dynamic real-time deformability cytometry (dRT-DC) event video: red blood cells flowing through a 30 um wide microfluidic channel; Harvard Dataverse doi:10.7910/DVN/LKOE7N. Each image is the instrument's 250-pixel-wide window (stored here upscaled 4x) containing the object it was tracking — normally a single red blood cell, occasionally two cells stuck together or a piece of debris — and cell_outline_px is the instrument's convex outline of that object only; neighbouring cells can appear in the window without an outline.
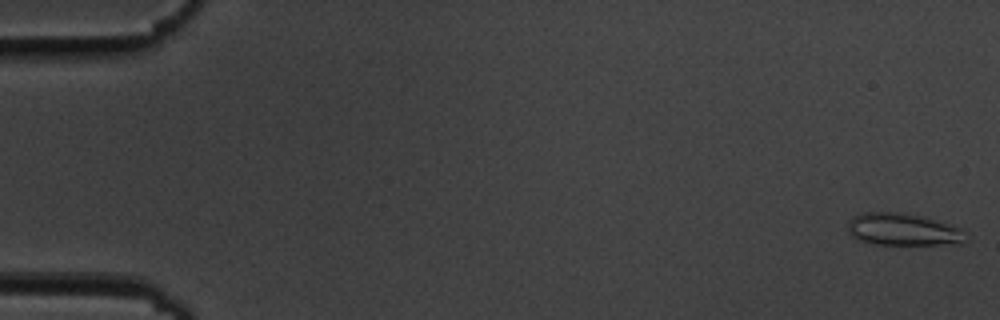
{"species": "common noctule bat (a hibernating species)", "species_latin": "Nyctalus noctula", "temperature_condition": "cold", "stored_images_in_passage": 55, "camera_frame_rate_fps": 3000, "um_per_image_px": 0.085, "animal": {"sex": "male", "body_mass_g": 19.5, "forearm_length_mm": 54.6}, "frame": {"image": 1, "passage_image": 1, "time_ms": 0.0, "image_size_px": [1000, 320], "cell_outline_px": [[960, 244], [872, 244], [856, 240], [848, 232], [848, 220], [852, 216], [864, 212], [896, 212], [924, 216], [960, 228]], "centroid_in_image_um": [76.6, 19.49], "position_along_channel_um": 8.4, "area_um2": 21.85}}
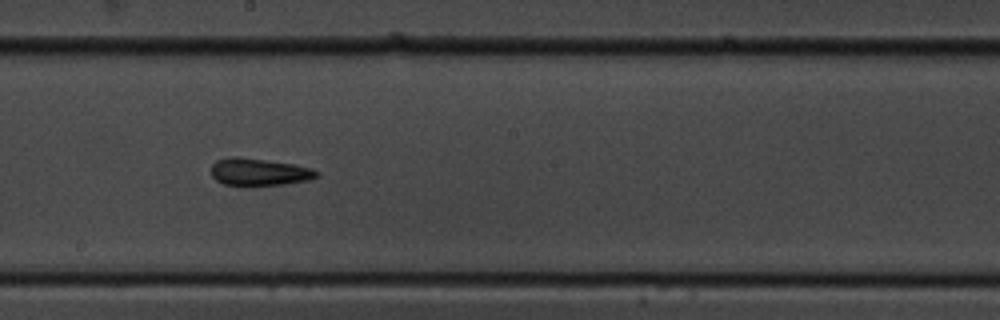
{"frame": {"image": 2, "passage_image": 31, "time_ms": 10.0, "image_size_px": [1000, 320], "cell_outline_px": [[320, 176], [308, 180], [284, 184], [224, 184], [216, 180], [212, 176], [212, 164], [216, 160], [228, 156], [236, 156], [292, 164], [312, 168], [320, 172]], "centroid_in_image_um": [22.04, 14.59], "position_along_channel_um": 226.2, "area_um2": 16.47}}
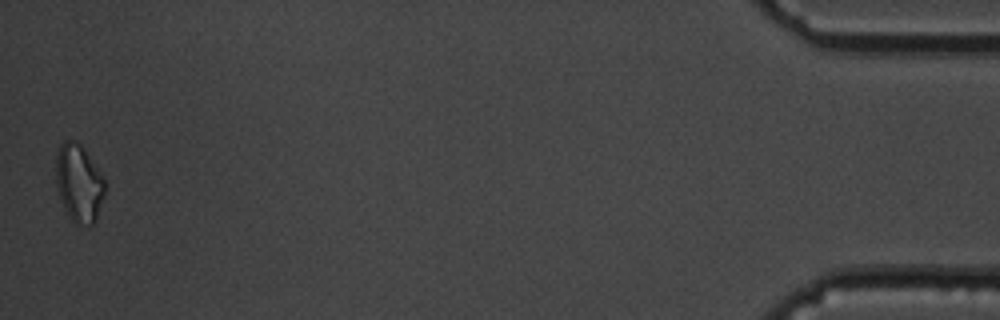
{"frame": {"image": 3, "passage_image": 55, "time_ms": 18.0, "image_size_px": [1000, 320], "cell_outline_px": [[104, 196], [96, 220], [92, 224], [76, 224], [72, 220], [60, 196], [56, 184], [56, 156], [60, 144], [64, 140], [76, 140], [80, 144], [104, 180]], "centroid_in_image_um": [6.69, 15.55], "position_along_channel_um": 428.5, "area_um2": 21.5}, "authors_computed_cell_mechanics": {"area_um2": 17.051, "velocity_mm_per_s": 3.6205, "shape_relaxation_time_tau1_ms": null, "shape_relaxation_time_tau2_ms": 5.5356, "deformation_change_tau1": null, "deformation_change_tau2": 0.111}}